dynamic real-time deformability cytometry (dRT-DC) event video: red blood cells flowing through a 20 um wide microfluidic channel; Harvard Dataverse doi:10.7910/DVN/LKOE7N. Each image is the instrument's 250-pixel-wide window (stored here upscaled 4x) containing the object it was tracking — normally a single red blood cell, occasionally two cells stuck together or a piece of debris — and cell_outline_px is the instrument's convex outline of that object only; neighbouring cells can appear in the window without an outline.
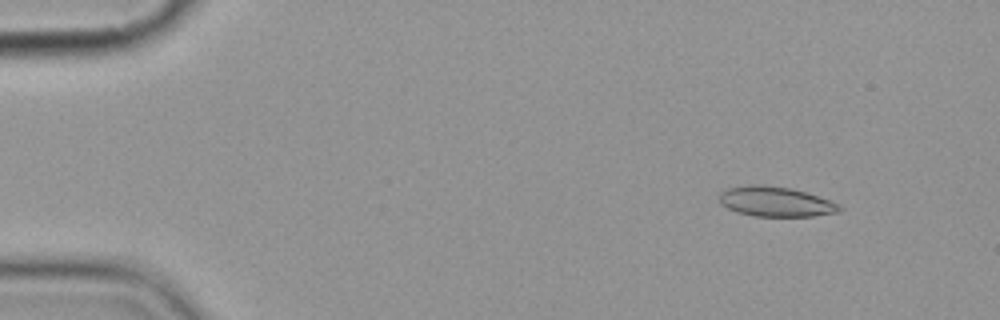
{"species": "common noctule bat (a hibernating species)", "species_latin": "Nyctalus noctula", "temperature_condition": "cold", "stored_images_in_passage": 5, "camera_frame_rate_fps": 3000, "um_per_image_px": 0.085, "animal": {"sex": "female", "body_mass_g": 19.9}, "frame": {"image": 1, "passage_image": 2, "time_ms": 1.0, "image_size_px": [1000, 320], "cell_outline_px": [[844, 208], [836, 212], [812, 216], [752, 216], [736, 212], [720, 204], [720, 192], [728, 188], [748, 184], [764, 184], [792, 188], [840, 204]], "centroid_in_image_um": [65.89, 17.13], "position_along_channel_um": 19.1, "area_um2": 20.98}}
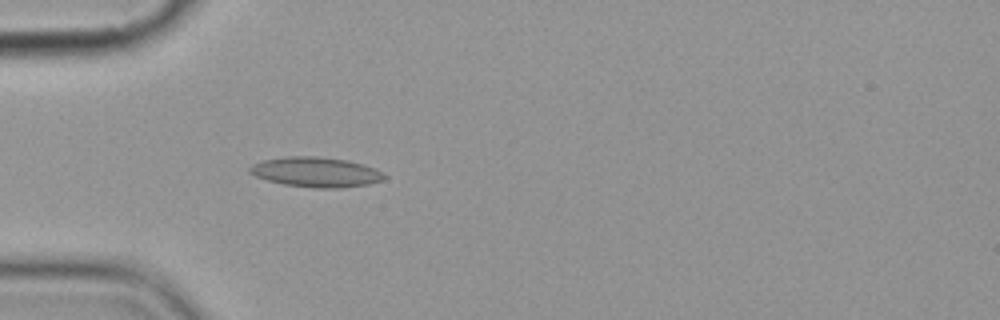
{"frame": {"image": 2, "passage_image": 5, "time_ms": 4.667, "image_size_px": [1000, 320], "cell_outline_px": [[388, 176], [384, 180], [368, 184], [340, 188], [316, 188], [284, 184], [268, 180], [256, 176], [248, 172], [248, 168], [252, 164], [264, 160], [288, 156], [316, 156], [344, 160], [364, 164], [376, 168], [384, 172]], "centroid_in_image_um": [26.9, 14.63], "position_along_channel_um": 58.1, "area_um2": 23.52}}